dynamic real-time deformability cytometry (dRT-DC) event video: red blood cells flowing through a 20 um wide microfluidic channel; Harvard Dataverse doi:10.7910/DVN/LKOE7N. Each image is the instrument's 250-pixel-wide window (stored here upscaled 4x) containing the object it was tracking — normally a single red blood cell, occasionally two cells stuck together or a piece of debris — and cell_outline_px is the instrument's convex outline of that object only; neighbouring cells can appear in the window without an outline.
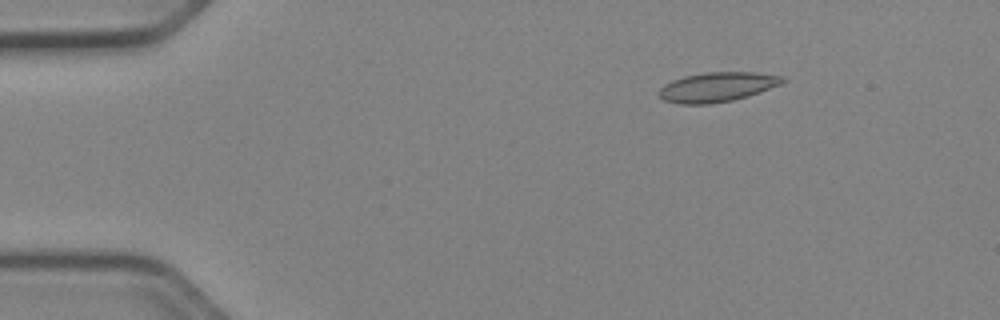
{"species": "Egyptian fruit bat (a non-hibernating species)", "species_latin": "Rousettus aegyptiacus", "temperature_condition": "cold", "stored_images_in_passage": 52, "camera_frame_rate_fps": 3000, "um_per_image_px": 0.085, "animal": {"sex": "female"}, "frame": {"image": 1, "passage_image": 8, "time_ms": 2.333, "image_size_px": [1000, 320], "cell_outline_px": [[788, 80], [780, 84], [748, 96], [732, 100], [708, 104], [680, 104], [664, 100], [660, 96], [660, 88], [664, 84], [672, 80], [684, 76], [704, 72], [756, 72], [784, 76]], "centroid_in_image_um": [60.98, 7.38], "position_along_channel_um": 24.0, "area_um2": 21.27}}
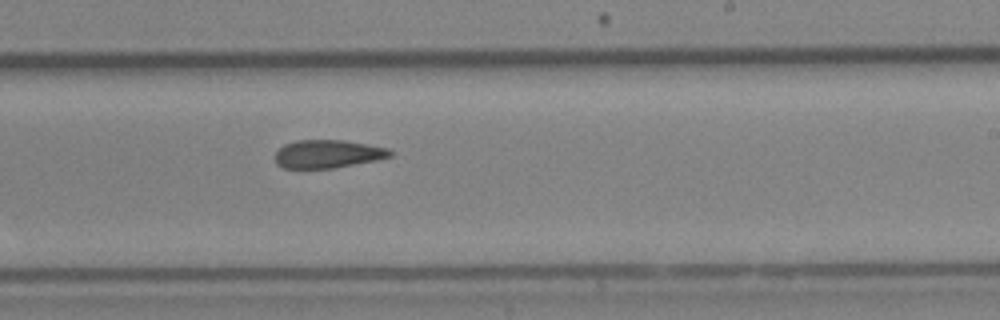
{"frame": {"image": 2, "passage_image": 32, "time_ms": 10.333, "image_size_px": [1000, 320], "cell_outline_px": [[392, 156], [376, 160], [332, 168], [284, 168], [276, 164], [276, 152], [284, 144], [296, 140], [344, 140], [368, 144], [388, 148], [392, 152]], "centroid_in_image_um": [27.86, 13.08], "position_along_channel_um": 261.1, "area_um2": 18.79}}
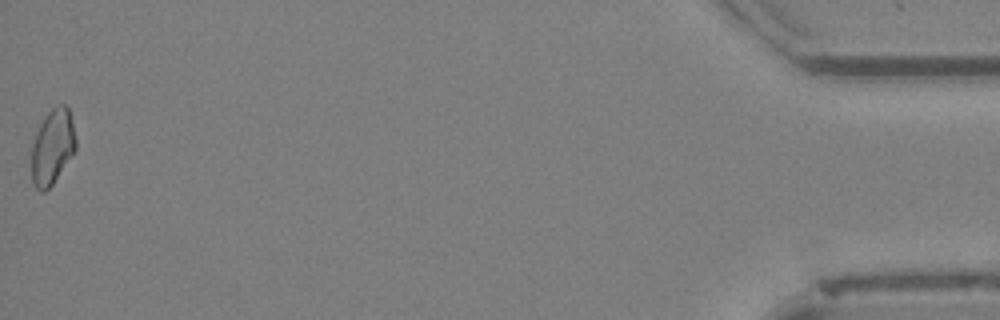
{"frame": {"image": 3, "passage_image": 52, "time_ms": 17.0, "image_size_px": [1000, 320], "cell_outline_px": [[76, 152], [52, 184], [44, 192], [40, 192], [36, 188], [32, 180], [32, 144], [36, 132], [44, 116], [52, 108], [60, 104], [64, 104], [68, 108], [72, 120], [76, 140]], "centroid_in_image_um": [4.47, 12.48], "position_along_channel_um": 430.7, "area_um2": 19.48}}